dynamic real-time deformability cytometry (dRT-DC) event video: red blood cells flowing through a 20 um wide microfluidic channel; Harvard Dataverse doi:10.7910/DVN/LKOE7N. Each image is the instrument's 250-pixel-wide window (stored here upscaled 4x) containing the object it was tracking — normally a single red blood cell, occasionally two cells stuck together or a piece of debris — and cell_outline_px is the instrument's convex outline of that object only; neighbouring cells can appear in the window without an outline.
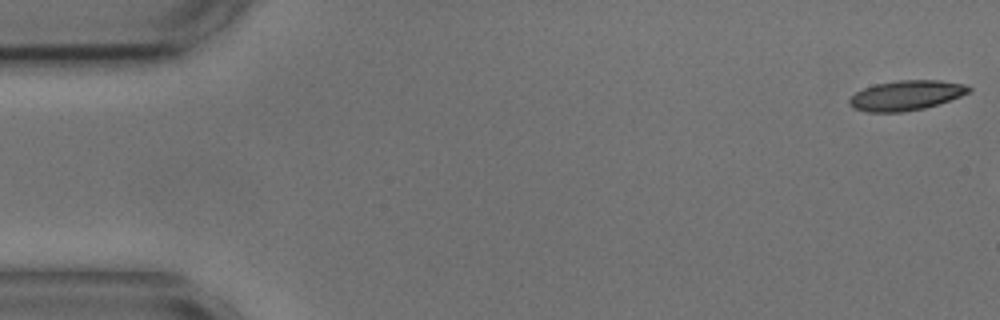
{"species": "common noctule bat (a hibernating species)", "species_latin": "Nyctalus noctula", "temperature_condition": "cold", "stored_images_in_passage": 10, "camera_frame_rate_fps": 3000, "um_per_image_px": 0.085, "animal": {"sex": "male", "body_mass_g": 17.9, "forearm_length_mm": 54.2}, "frame": {"image": 1, "passage_image": 1, "time_ms": 0.0, "image_size_px": [1000, 320], "cell_outline_px": [[972, 88], [968, 92], [960, 96], [924, 108], [904, 112], [868, 112], [852, 108], [848, 104], [848, 100], [856, 92], [864, 88], [876, 84], [896, 80], [940, 80], [964, 84]], "centroid_in_image_um": [76.98, 8.11], "position_along_channel_um": 8.0, "area_um2": 20.69}}